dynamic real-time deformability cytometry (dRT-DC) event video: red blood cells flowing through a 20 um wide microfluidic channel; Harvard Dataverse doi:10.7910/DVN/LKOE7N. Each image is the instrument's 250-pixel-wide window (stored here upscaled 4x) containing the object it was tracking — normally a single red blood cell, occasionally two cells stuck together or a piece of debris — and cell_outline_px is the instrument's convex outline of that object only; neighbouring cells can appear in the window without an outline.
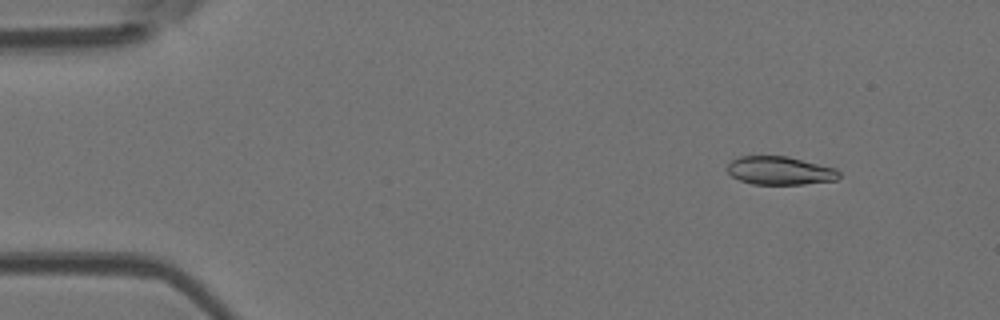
{"species": "Egyptian fruit bat (a non-hibernating species)", "species_latin": "Rousettus aegyptiacus", "temperature_condition": "room temperature", "stored_images_in_passage": 4, "camera_frame_rate_fps": 3000, "um_per_image_px": 0.085, "animal": {"sex": "female"}, "frame": {"image": 1, "passage_image": 1, "time_ms": 0.0, "image_size_px": [1000, 320], "cell_outline_px": [[840, 176], [836, 180], [804, 184], [752, 184], [740, 180], [732, 176], [728, 172], [728, 164], [732, 160], [740, 156], [788, 156], [836, 168], [840, 172]], "centroid_in_image_um": [66.31, 14.5], "position_along_channel_um": 18.7, "area_um2": 18.44}}
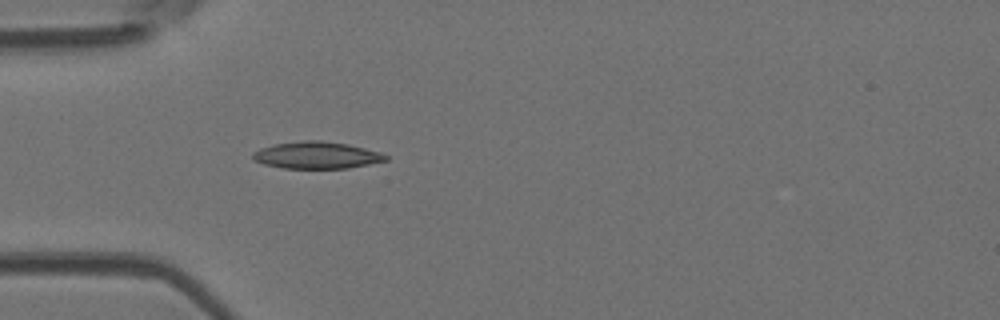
{"frame": {"image": 2, "passage_image": 4, "time_ms": 3.333, "image_size_px": [1000, 320], "cell_outline_px": [[388, 160], [348, 168], [284, 168], [264, 164], [256, 160], [252, 156], [252, 152], [260, 148], [276, 144], [304, 140], [320, 140], [348, 144], [380, 152], [388, 156]], "centroid_in_image_um": [26.93, 13.19], "position_along_channel_um": 58.1, "area_um2": 20.69}}